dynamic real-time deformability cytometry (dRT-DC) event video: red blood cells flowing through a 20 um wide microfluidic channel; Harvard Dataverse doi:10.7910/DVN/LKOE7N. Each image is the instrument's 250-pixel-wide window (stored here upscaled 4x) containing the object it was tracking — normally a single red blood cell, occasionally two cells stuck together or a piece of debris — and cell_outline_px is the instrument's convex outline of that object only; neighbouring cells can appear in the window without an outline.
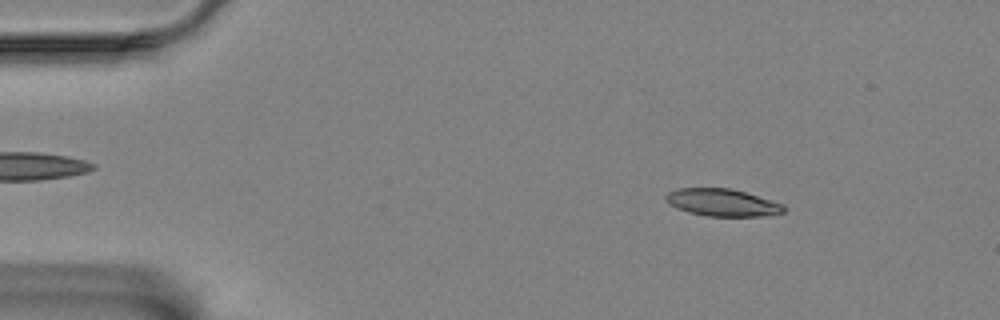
{"species": "Egyptian fruit bat (a non-hibernating species)", "species_latin": "Rousettus aegyptiacus", "temperature_condition": "room temperature", "stored_images_in_passage": 55, "camera_frame_rate_fps": 3000, "um_per_image_px": 0.085, "animal": {"sex": "female"}, "frame": {"image": 1, "passage_image": 6, "time_ms": 1.667, "image_size_px": [1000, 320], "cell_outline_px": [[784, 212], [776, 216], [704, 216], [688, 212], [672, 204], [664, 196], [668, 192], [680, 188], [728, 188], [744, 192], [784, 204]], "centroid_in_image_um": [61.46, 17.23], "position_along_channel_um": 23.5, "area_um2": 18.61}}
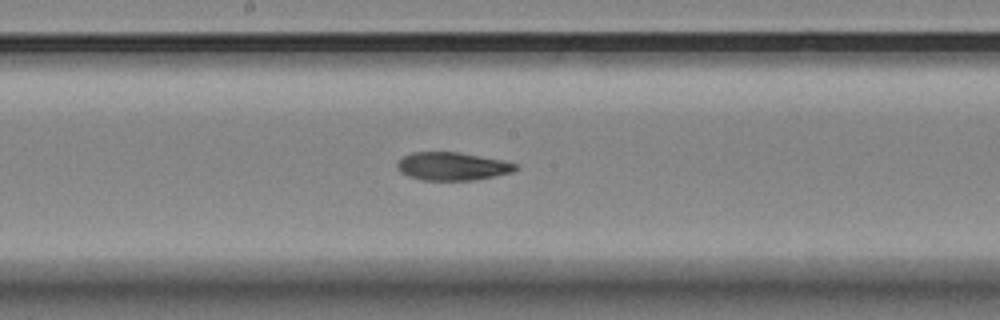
{"frame": {"image": 2, "passage_image": 28, "time_ms": 9.0, "image_size_px": [1000, 320], "cell_outline_px": [[516, 168], [512, 172], [472, 180], [420, 180], [408, 176], [400, 172], [396, 168], [396, 164], [404, 156], [412, 152], [456, 152], [500, 160], [516, 164]], "centroid_in_image_um": [38.36, 14.14], "position_along_channel_um": 209.8, "area_um2": 19.02}}
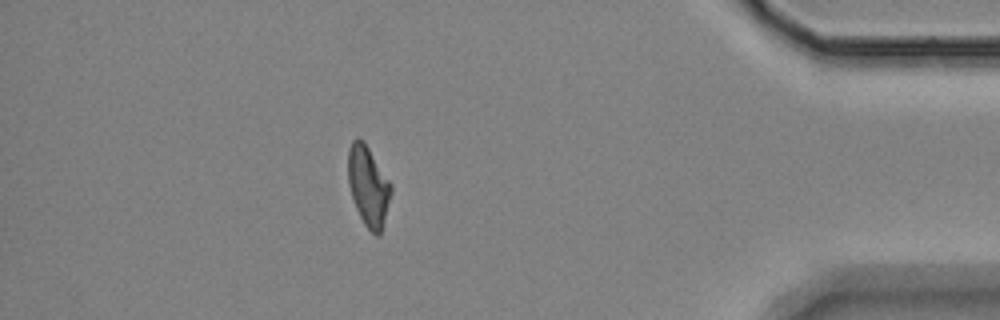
{"frame": {"image": 3, "passage_image": 48, "time_ms": 15.667, "image_size_px": [1000, 320], "cell_outline_px": [[392, 192], [380, 236], [376, 236], [364, 224], [356, 208], [348, 184], [348, 148], [352, 140], [356, 136], [364, 140], [392, 184]], "centroid_in_image_um": [31.3, 15.78], "position_along_channel_um": 403.9, "area_um2": 20.23}, "authors_computed_cell_mechanics": {"area_um2": 19.9988, "velocity_mm_per_s": 3.5369, "shape_relaxation_time_tau1_ms": null, "shape_relaxation_time_tau2_ms": 3.8055, "deformation_change_tau1": null, "deformation_change_tau2": 0.1089}}